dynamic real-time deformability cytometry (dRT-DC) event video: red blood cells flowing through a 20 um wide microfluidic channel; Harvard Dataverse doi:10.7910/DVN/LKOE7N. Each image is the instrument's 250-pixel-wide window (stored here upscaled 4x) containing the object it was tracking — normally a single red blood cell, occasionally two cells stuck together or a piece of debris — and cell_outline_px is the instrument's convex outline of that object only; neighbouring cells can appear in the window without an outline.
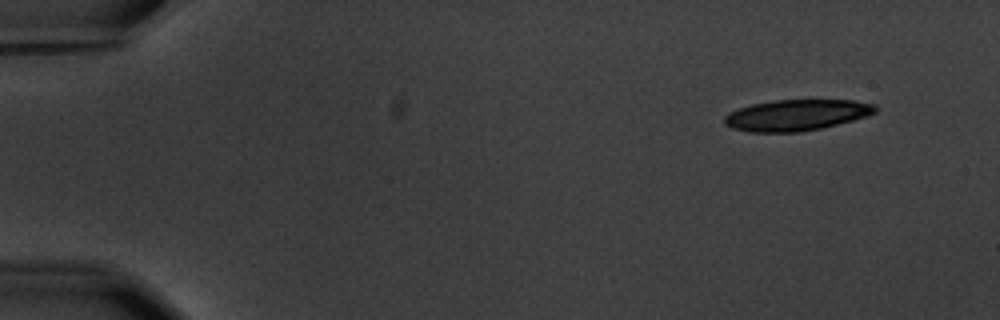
{"species": "common noctule bat (a hibernating species)", "species_latin": "Nyctalus noctula", "temperature_condition": "warm", "stored_images_in_passage": 4, "camera_frame_rate_fps": 3000, "um_per_image_px": 0.085, "animal": {"sex": "male", "body_mass_g": 20.1, "forearm_length_mm": 53.5}, "frame": {"image": 1, "passage_image": 1, "time_ms": 0.0, "image_size_px": [1000, 320], "cell_outline_px": [[876, 112], [868, 116], [820, 128], [800, 132], [748, 132], [732, 128], [724, 124], [724, 116], [728, 112], [752, 104], [776, 100], [852, 100], [876, 104]], "centroid_in_image_um": [67.68, 9.78], "position_along_channel_um": 17.3, "area_um2": 27.28}}